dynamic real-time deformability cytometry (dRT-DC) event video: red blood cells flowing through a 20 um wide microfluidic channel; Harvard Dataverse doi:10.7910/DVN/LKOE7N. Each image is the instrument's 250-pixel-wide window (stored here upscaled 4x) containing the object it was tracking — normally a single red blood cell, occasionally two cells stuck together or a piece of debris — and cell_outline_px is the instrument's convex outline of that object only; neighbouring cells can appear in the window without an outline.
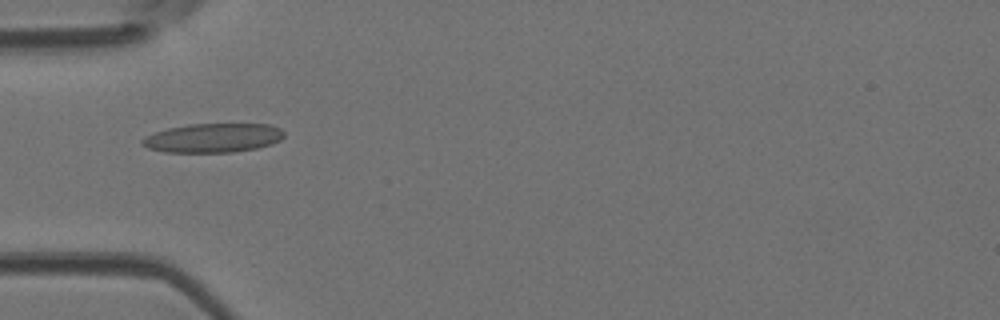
{"species": "Egyptian fruit bat (a non-hibernating species)", "species_latin": "Rousettus aegyptiacus", "temperature_condition": "room temperature", "stored_images_in_passage": 1, "camera_frame_rate_fps": 3000, "um_per_image_px": 0.085, "animal": {"sex": "female"}, "frame": {"image": 1, "passage_image": 1, "time_ms": 0.0, "image_size_px": [1000, 320], "cell_outline_px": [[284, 136], [280, 140], [272, 144], [256, 148], [232, 152], [164, 152], [148, 148], [140, 144], [140, 140], [144, 136], [168, 128], [188, 124], [268, 124], [280, 128], [284, 132]], "centroid_in_image_um": [18.09, 11.72], "position_along_channel_um": 66.9, "area_um2": 24.1}}